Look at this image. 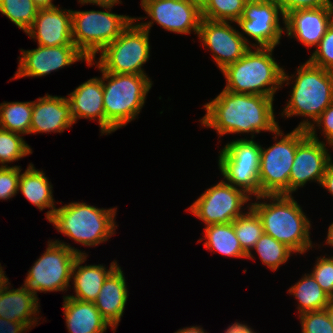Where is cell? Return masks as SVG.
Here are the masks:
<instances>
[{"label": "cell", "instance_id": "1", "mask_svg": "<svg viewBox=\"0 0 333 333\" xmlns=\"http://www.w3.org/2000/svg\"><path fill=\"white\" fill-rule=\"evenodd\" d=\"M274 99L222 89L220 94L203 105L206 113L198 121L203 128L215 130L219 138L227 134L250 133V138H254L256 133H273L280 127L274 113Z\"/></svg>", "mask_w": 333, "mask_h": 333}, {"label": "cell", "instance_id": "2", "mask_svg": "<svg viewBox=\"0 0 333 333\" xmlns=\"http://www.w3.org/2000/svg\"><path fill=\"white\" fill-rule=\"evenodd\" d=\"M295 73L289 76L285 69L283 71L282 87L293 81L290 99L279 115L282 118L302 116L304 119L296 128L308 130L333 102V72L315 66L307 60L298 66Z\"/></svg>", "mask_w": 333, "mask_h": 333}, {"label": "cell", "instance_id": "3", "mask_svg": "<svg viewBox=\"0 0 333 333\" xmlns=\"http://www.w3.org/2000/svg\"><path fill=\"white\" fill-rule=\"evenodd\" d=\"M255 199L250 207L260 217L264 234L285 244L296 254H305L315 247L310 237V218L292 195H260Z\"/></svg>", "mask_w": 333, "mask_h": 333}, {"label": "cell", "instance_id": "4", "mask_svg": "<svg viewBox=\"0 0 333 333\" xmlns=\"http://www.w3.org/2000/svg\"><path fill=\"white\" fill-rule=\"evenodd\" d=\"M87 65H95L102 73L105 134L110 135L138 119L152 89V79L148 75L105 72L93 59Z\"/></svg>", "mask_w": 333, "mask_h": 333}, {"label": "cell", "instance_id": "5", "mask_svg": "<svg viewBox=\"0 0 333 333\" xmlns=\"http://www.w3.org/2000/svg\"><path fill=\"white\" fill-rule=\"evenodd\" d=\"M275 48L250 47L235 63L221 73L226 80V91L239 94L263 95L274 98L282 88L283 67L275 61Z\"/></svg>", "mask_w": 333, "mask_h": 333}, {"label": "cell", "instance_id": "6", "mask_svg": "<svg viewBox=\"0 0 333 333\" xmlns=\"http://www.w3.org/2000/svg\"><path fill=\"white\" fill-rule=\"evenodd\" d=\"M117 208H98L86 202L57 207L48 220L55 229L85 247H96L116 233Z\"/></svg>", "mask_w": 333, "mask_h": 333}, {"label": "cell", "instance_id": "7", "mask_svg": "<svg viewBox=\"0 0 333 333\" xmlns=\"http://www.w3.org/2000/svg\"><path fill=\"white\" fill-rule=\"evenodd\" d=\"M93 4L104 10L77 11L71 9L72 37L75 46L92 60L107 45L118 38L134 20L129 15L113 13L111 9L121 0L108 3H80Z\"/></svg>", "mask_w": 333, "mask_h": 333}, {"label": "cell", "instance_id": "8", "mask_svg": "<svg viewBox=\"0 0 333 333\" xmlns=\"http://www.w3.org/2000/svg\"><path fill=\"white\" fill-rule=\"evenodd\" d=\"M85 251L62 240H49L43 254L27 272L24 285L39 299L37 293L67 292L71 284L73 264Z\"/></svg>", "mask_w": 333, "mask_h": 333}, {"label": "cell", "instance_id": "9", "mask_svg": "<svg viewBox=\"0 0 333 333\" xmlns=\"http://www.w3.org/2000/svg\"><path fill=\"white\" fill-rule=\"evenodd\" d=\"M284 133L279 127L272 133L275 143L267 148L261 145L260 195H289V177L297 145L308 133L298 128Z\"/></svg>", "mask_w": 333, "mask_h": 333}, {"label": "cell", "instance_id": "10", "mask_svg": "<svg viewBox=\"0 0 333 333\" xmlns=\"http://www.w3.org/2000/svg\"><path fill=\"white\" fill-rule=\"evenodd\" d=\"M143 19L148 17L134 16L121 35L93 59L105 72L147 75L143 67L151 56V46L149 32L138 24Z\"/></svg>", "mask_w": 333, "mask_h": 333}, {"label": "cell", "instance_id": "11", "mask_svg": "<svg viewBox=\"0 0 333 333\" xmlns=\"http://www.w3.org/2000/svg\"><path fill=\"white\" fill-rule=\"evenodd\" d=\"M260 152L261 144L254 138H237L220 149L217 159L222 179L251 198L260 196Z\"/></svg>", "mask_w": 333, "mask_h": 333}, {"label": "cell", "instance_id": "12", "mask_svg": "<svg viewBox=\"0 0 333 333\" xmlns=\"http://www.w3.org/2000/svg\"><path fill=\"white\" fill-rule=\"evenodd\" d=\"M235 23L250 47L275 48L285 32V15L276 0H248L242 16ZM249 37L255 43L250 42Z\"/></svg>", "mask_w": 333, "mask_h": 333}, {"label": "cell", "instance_id": "13", "mask_svg": "<svg viewBox=\"0 0 333 333\" xmlns=\"http://www.w3.org/2000/svg\"><path fill=\"white\" fill-rule=\"evenodd\" d=\"M251 200L243 190L221 180L205 189L185 211L200 219L205 226L228 224L250 208Z\"/></svg>", "mask_w": 333, "mask_h": 333}, {"label": "cell", "instance_id": "14", "mask_svg": "<svg viewBox=\"0 0 333 333\" xmlns=\"http://www.w3.org/2000/svg\"><path fill=\"white\" fill-rule=\"evenodd\" d=\"M141 8L151 20L138 24L150 33L153 24L175 34H198L202 20L200 0H141Z\"/></svg>", "mask_w": 333, "mask_h": 333}, {"label": "cell", "instance_id": "15", "mask_svg": "<svg viewBox=\"0 0 333 333\" xmlns=\"http://www.w3.org/2000/svg\"><path fill=\"white\" fill-rule=\"evenodd\" d=\"M232 23L235 24L202 18L197 34L202 47L211 51L212 59L220 71L235 63L250 48Z\"/></svg>", "mask_w": 333, "mask_h": 333}, {"label": "cell", "instance_id": "16", "mask_svg": "<svg viewBox=\"0 0 333 333\" xmlns=\"http://www.w3.org/2000/svg\"><path fill=\"white\" fill-rule=\"evenodd\" d=\"M18 68L11 80L23 77H44L51 72L71 66L77 61L89 62V59L75 46H40L36 49H20Z\"/></svg>", "mask_w": 333, "mask_h": 333}, {"label": "cell", "instance_id": "17", "mask_svg": "<svg viewBox=\"0 0 333 333\" xmlns=\"http://www.w3.org/2000/svg\"><path fill=\"white\" fill-rule=\"evenodd\" d=\"M328 146L325 141L313 139L309 135L297 145L289 177V195L305 187L308 182L321 185L326 167L332 160Z\"/></svg>", "mask_w": 333, "mask_h": 333}, {"label": "cell", "instance_id": "18", "mask_svg": "<svg viewBox=\"0 0 333 333\" xmlns=\"http://www.w3.org/2000/svg\"><path fill=\"white\" fill-rule=\"evenodd\" d=\"M333 23V6L298 9L285 15V32L305 47H317Z\"/></svg>", "mask_w": 333, "mask_h": 333}, {"label": "cell", "instance_id": "19", "mask_svg": "<svg viewBox=\"0 0 333 333\" xmlns=\"http://www.w3.org/2000/svg\"><path fill=\"white\" fill-rule=\"evenodd\" d=\"M40 46L75 45L72 37L71 9L58 5L39 9L32 26L25 32Z\"/></svg>", "mask_w": 333, "mask_h": 333}, {"label": "cell", "instance_id": "20", "mask_svg": "<svg viewBox=\"0 0 333 333\" xmlns=\"http://www.w3.org/2000/svg\"><path fill=\"white\" fill-rule=\"evenodd\" d=\"M74 124L66 96H52L46 93L33 101L30 134H60Z\"/></svg>", "mask_w": 333, "mask_h": 333}, {"label": "cell", "instance_id": "21", "mask_svg": "<svg viewBox=\"0 0 333 333\" xmlns=\"http://www.w3.org/2000/svg\"><path fill=\"white\" fill-rule=\"evenodd\" d=\"M67 95L74 123L81 118L97 121L105 135L102 76L88 79Z\"/></svg>", "mask_w": 333, "mask_h": 333}, {"label": "cell", "instance_id": "22", "mask_svg": "<svg viewBox=\"0 0 333 333\" xmlns=\"http://www.w3.org/2000/svg\"><path fill=\"white\" fill-rule=\"evenodd\" d=\"M8 281L2 287L0 300V317L13 322H21L30 330L39 325V299L24 284L16 289H11Z\"/></svg>", "mask_w": 333, "mask_h": 333}, {"label": "cell", "instance_id": "23", "mask_svg": "<svg viewBox=\"0 0 333 333\" xmlns=\"http://www.w3.org/2000/svg\"><path fill=\"white\" fill-rule=\"evenodd\" d=\"M125 275L119 265L105 280L97 299L96 308L108 324L117 329L127 304L129 290Z\"/></svg>", "mask_w": 333, "mask_h": 333}, {"label": "cell", "instance_id": "24", "mask_svg": "<svg viewBox=\"0 0 333 333\" xmlns=\"http://www.w3.org/2000/svg\"><path fill=\"white\" fill-rule=\"evenodd\" d=\"M88 255H79L73 264L71 283L74 295H66L81 301L94 302L106 278L119 266L117 260L110 263V267L103 264L82 265ZM108 268V269H107Z\"/></svg>", "mask_w": 333, "mask_h": 333}, {"label": "cell", "instance_id": "25", "mask_svg": "<svg viewBox=\"0 0 333 333\" xmlns=\"http://www.w3.org/2000/svg\"><path fill=\"white\" fill-rule=\"evenodd\" d=\"M62 308L68 333H104L109 327L115 332L94 302L63 296Z\"/></svg>", "mask_w": 333, "mask_h": 333}, {"label": "cell", "instance_id": "26", "mask_svg": "<svg viewBox=\"0 0 333 333\" xmlns=\"http://www.w3.org/2000/svg\"><path fill=\"white\" fill-rule=\"evenodd\" d=\"M33 163H29L25 172H20L18 191L40 211L48 210L45 215L49 220L56 209L53 198V185L43 170L35 169Z\"/></svg>", "mask_w": 333, "mask_h": 333}, {"label": "cell", "instance_id": "27", "mask_svg": "<svg viewBox=\"0 0 333 333\" xmlns=\"http://www.w3.org/2000/svg\"><path fill=\"white\" fill-rule=\"evenodd\" d=\"M203 229V238H200L197 243L206 239L203 245L211 253L217 252L229 258L247 259V254L240 246L232 222L228 224H211Z\"/></svg>", "mask_w": 333, "mask_h": 333}, {"label": "cell", "instance_id": "28", "mask_svg": "<svg viewBox=\"0 0 333 333\" xmlns=\"http://www.w3.org/2000/svg\"><path fill=\"white\" fill-rule=\"evenodd\" d=\"M288 293L297 300L298 315L306 312L324 310L329 307L332 298L321 288L311 273L302 274Z\"/></svg>", "mask_w": 333, "mask_h": 333}, {"label": "cell", "instance_id": "29", "mask_svg": "<svg viewBox=\"0 0 333 333\" xmlns=\"http://www.w3.org/2000/svg\"><path fill=\"white\" fill-rule=\"evenodd\" d=\"M33 101L0 103V128L22 135L30 134Z\"/></svg>", "mask_w": 333, "mask_h": 333}, {"label": "cell", "instance_id": "30", "mask_svg": "<svg viewBox=\"0 0 333 333\" xmlns=\"http://www.w3.org/2000/svg\"><path fill=\"white\" fill-rule=\"evenodd\" d=\"M253 250H256L261 263L267 266L272 272L277 271L279 267L286 264L288 259L295 254L285 244L277 241L272 236L263 234L252 251L247 255V259L255 260ZM292 254V255H291Z\"/></svg>", "mask_w": 333, "mask_h": 333}, {"label": "cell", "instance_id": "31", "mask_svg": "<svg viewBox=\"0 0 333 333\" xmlns=\"http://www.w3.org/2000/svg\"><path fill=\"white\" fill-rule=\"evenodd\" d=\"M232 223L240 246L248 255L264 234L262 221L250 207L243 215L234 219Z\"/></svg>", "mask_w": 333, "mask_h": 333}, {"label": "cell", "instance_id": "32", "mask_svg": "<svg viewBox=\"0 0 333 333\" xmlns=\"http://www.w3.org/2000/svg\"><path fill=\"white\" fill-rule=\"evenodd\" d=\"M38 11L32 0H0V13L24 33L32 26Z\"/></svg>", "mask_w": 333, "mask_h": 333}, {"label": "cell", "instance_id": "33", "mask_svg": "<svg viewBox=\"0 0 333 333\" xmlns=\"http://www.w3.org/2000/svg\"><path fill=\"white\" fill-rule=\"evenodd\" d=\"M248 0H200L202 18L215 21L236 22Z\"/></svg>", "mask_w": 333, "mask_h": 333}, {"label": "cell", "instance_id": "34", "mask_svg": "<svg viewBox=\"0 0 333 333\" xmlns=\"http://www.w3.org/2000/svg\"><path fill=\"white\" fill-rule=\"evenodd\" d=\"M24 135L0 128V167H8L9 163L33 153Z\"/></svg>", "mask_w": 333, "mask_h": 333}, {"label": "cell", "instance_id": "35", "mask_svg": "<svg viewBox=\"0 0 333 333\" xmlns=\"http://www.w3.org/2000/svg\"><path fill=\"white\" fill-rule=\"evenodd\" d=\"M301 333H333L328 309L306 312L298 316Z\"/></svg>", "mask_w": 333, "mask_h": 333}, {"label": "cell", "instance_id": "36", "mask_svg": "<svg viewBox=\"0 0 333 333\" xmlns=\"http://www.w3.org/2000/svg\"><path fill=\"white\" fill-rule=\"evenodd\" d=\"M308 61L315 66L333 72V23L327 29Z\"/></svg>", "mask_w": 333, "mask_h": 333}, {"label": "cell", "instance_id": "37", "mask_svg": "<svg viewBox=\"0 0 333 333\" xmlns=\"http://www.w3.org/2000/svg\"><path fill=\"white\" fill-rule=\"evenodd\" d=\"M316 257L311 274L321 288L333 299V256Z\"/></svg>", "mask_w": 333, "mask_h": 333}, {"label": "cell", "instance_id": "38", "mask_svg": "<svg viewBox=\"0 0 333 333\" xmlns=\"http://www.w3.org/2000/svg\"><path fill=\"white\" fill-rule=\"evenodd\" d=\"M21 166L0 167V200H10L19 193Z\"/></svg>", "mask_w": 333, "mask_h": 333}, {"label": "cell", "instance_id": "39", "mask_svg": "<svg viewBox=\"0 0 333 333\" xmlns=\"http://www.w3.org/2000/svg\"><path fill=\"white\" fill-rule=\"evenodd\" d=\"M317 129H320V133L324 135L322 137L325 138V143L330 144L333 141V102L307 130V133L311 138L319 140L316 131Z\"/></svg>", "mask_w": 333, "mask_h": 333}, {"label": "cell", "instance_id": "40", "mask_svg": "<svg viewBox=\"0 0 333 333\" xmlns=\"http://www.w3.org/2000/svg\"><path fill=\"white\" fill-rule=\"evenodd\" d=\"M286 15L290 11L298 9H312L326 6H333L331 0H276Z\"/></svg>", "mask_w": 333, "mask_h": 333}, {"label": "cell", "instance_id": "41", "mask_svg": "<svg viewBox=\"0 0 333 333\" xmlns=\"http://www.w3.org/2000/svg\"><path fill=\"white\" fill-rule=\"evenodd\" d=\"M29 328L21 322H13L0 317V333H27Z\"/></svg>", "mask_w": 333, "mask_h": 333}, {"label": "cell", "instance_id": "42", "mask_svg": "<svg viewBox=\"0 0 333 333\" xmlns=\"http://www.w3.org/2000/svg\"><path fill=\"white\" fill-rule=\"evenodd\" d=\"M320 186L327 190L333 197V160L328 163Z\"/></svg>", "mask_w": 333, "mask_h": 333}, {"label": "cell", "instance_id": "43", "mask_svg": "<svg viewBox=\"0 0 333 333\" xmlns=\"http://www.w3.org/2000/svg\"><path fill=\"white\" fill-rule=\"evenodd\" d=\"M224 333H256V332L248 324H242L241 322H234L225 329Z\"/></svg>", "mask_w": 333, "mask_h": 333}, {"label": "cell", "instance_id": "44", "mask_svg": "<svg viewBox=\"0 0 333 333\" xmlns=\"http://www.w3.org/2000/svg\"><path fill=\"white\" fill-rule=\"evenodd\" d=\"M174 333H209V332L205 331L203 327H201L200 325L199 326L195 325L178 329Z\"/></svg>", "mask_w": 333, "mask_h": 333}, {"label": "cell", "instance_id": "45", "mask_svg": "<svg viewBox=\"0 0 333 333\" xmlns=\"http://www.w3.org/2000/svg\"><path fill=\"white\" fill-rule=\"evenodd\" d=\"M39 9L56 7L53 0H32Z\"/></svg>", "mask_w": 333, "mask_h": 333}, {"label": "cell", "instance_id": "46", "mask_svg": "<svg viewBox=\"0 0 333 333\" xmlns=\"http://www.w3.org/2000/svg\"><path fill=\"white\" fill-rule=\"evenodd\" d=\"M9 281L8 277L4 272V267L0 263V300L2 299V287Z\"/></svg>", "mask_w": 333, "mask_h": 333}, {"label": "cell", "instance_id": "47", "mask_svg": "<svg viewBox=\"0 0 333 333\" xmlns=\"http://www.w3.org/2000/svg\"><path fill=\"white\" fill-rule=\"evenodd\" d=\"M327 236H326V241L325 244L327 246H331V248L333 247V222L329 225L328 229H327Z\"/></svg>", "mask_w": 333, "mask_h": 333}, {"label": "cell", "instance_id": "48", "mask_svg": "<svg viewBox=\"0 0 333 333\" xmlns=\"http://www.w3.org/2000/svg\"><path fill=\"white\" fill-rule=\"evenodd\" d=\"M118 0H78V3H108V2H115Z\"/></svg>", "mask_w": 333, "mask_h": 333}, {"label": "cell", "instance_id": "49", "mask_svg": "<svg viewBox=\"0 0 333 333\" xmlns=\"http://www.w3.org/2000/svg\"><path fill=\"white\" fill-rule=\"evenodd\" d=\"M327 309L329 311L330 319H331V322L333 324V300H332L331 304L329 305V307Z\"/></svg>", "mask_w": 333, "mask_h": 333}, {"label": "cell", "instance_id": "50", "mask_svg": "<svg viewBox=\"0 0 333 333\" xmlns=\"http://www.w3.org/2000/svg\"><path fill=\"white\" fill-rule=\"evenodd\" d=\"M329 147L333 148V141L329 144Z\"/></svg>", "mask_w": 333, "mask_h": 333}]
</instances>
